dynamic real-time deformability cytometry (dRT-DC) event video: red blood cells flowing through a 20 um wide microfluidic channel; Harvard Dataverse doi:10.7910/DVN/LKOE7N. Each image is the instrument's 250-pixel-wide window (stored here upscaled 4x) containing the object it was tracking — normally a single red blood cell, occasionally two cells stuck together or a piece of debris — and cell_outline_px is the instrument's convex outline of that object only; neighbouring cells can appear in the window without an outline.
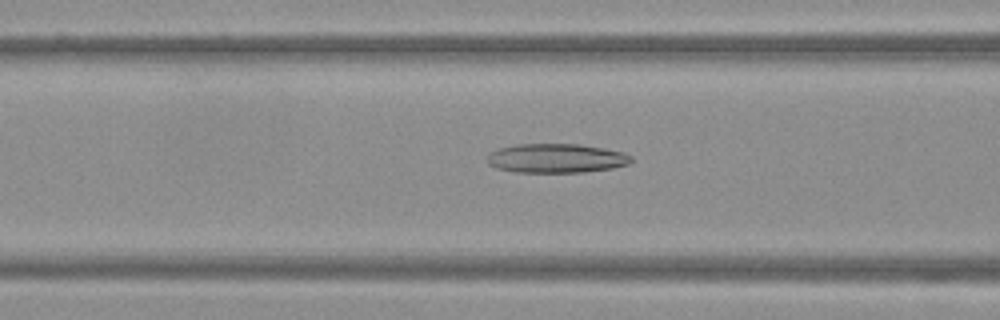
{"species": "Egyptian fruit bat (a non-hibernating species)", "species_latin": "Rousettus aegyptiacus", "temperature_condition": "warm", "stored_images_in_passage": 50, "camera_frame_rate_fps": 3000, "um_per_image_px": 0.085, "frame": {"image": 1, "passage_image": 20, "time_ms": 6.333, "image_size_px": [1000, 320], "cell_outline_px": [[632, 160], [628, 164], [612, 168], [584, 172], [516, 172], [496, 168], [488, 164], [484, 160], [492, 152], [500, 148], [516, 144], [580, 144], [604, 148], [624, 152], [632, 156]], "centroid_in_image_um": [47.28, 13.45], "position_along_channel_um": 119.3, "area_um2": 24.57}}
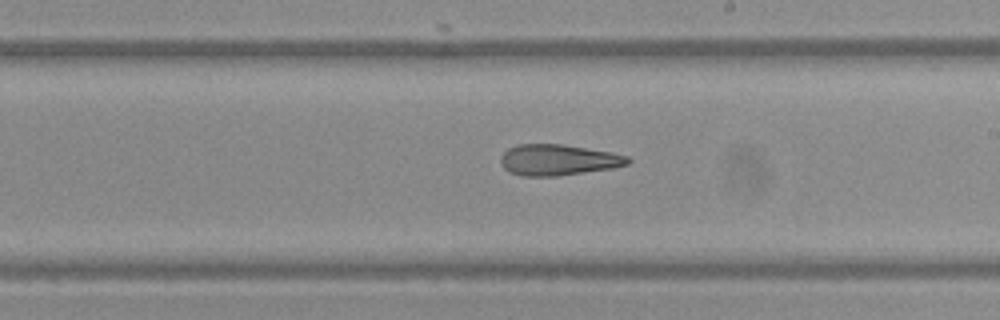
{"frame": {"image": 2, "passage_image": 29, "time_ms": 9.333, "image_size_px": [1000, 320], "cell_outline_px": [[632, 160], [628, 164], [612, 168], [556, 176], [520, 176], [508, 172], [500, 164], [500, 156], [508, 148], [516, 144], [564, 144], [612, 152], [628, 156]], "centroid_in_image_um": [47.41, 13.59], "position_along_channel_um": 241.6, "area_um2": 23.18}}
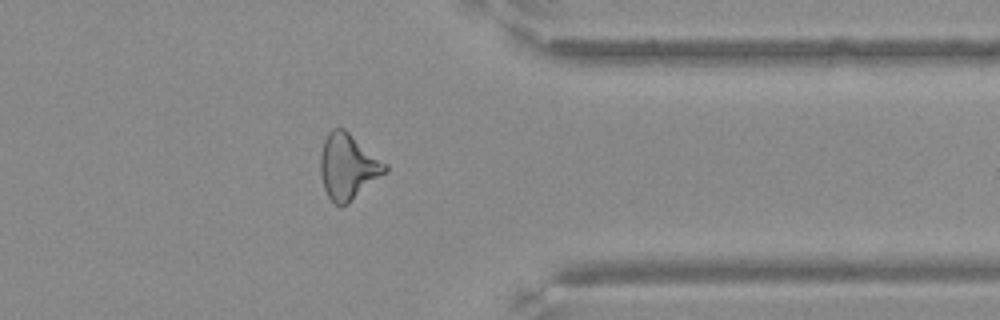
{"frame": {"image": 3, "passage_image": 40, "time_ms": 13.0, "image_size_px": [1000, 320], "cell_outline_px": [[388, 172], [348, 204], [340, 208], [328, 196], [324, 188], [320, 176], [320, 156], [324, 140], [328, 132], [332, 128], [344, 128], [388, 164]], "centroid_in_image_um": [29.59, 14.17], "position_along_channel_um": 381.8, "area_um2": 25.09}}